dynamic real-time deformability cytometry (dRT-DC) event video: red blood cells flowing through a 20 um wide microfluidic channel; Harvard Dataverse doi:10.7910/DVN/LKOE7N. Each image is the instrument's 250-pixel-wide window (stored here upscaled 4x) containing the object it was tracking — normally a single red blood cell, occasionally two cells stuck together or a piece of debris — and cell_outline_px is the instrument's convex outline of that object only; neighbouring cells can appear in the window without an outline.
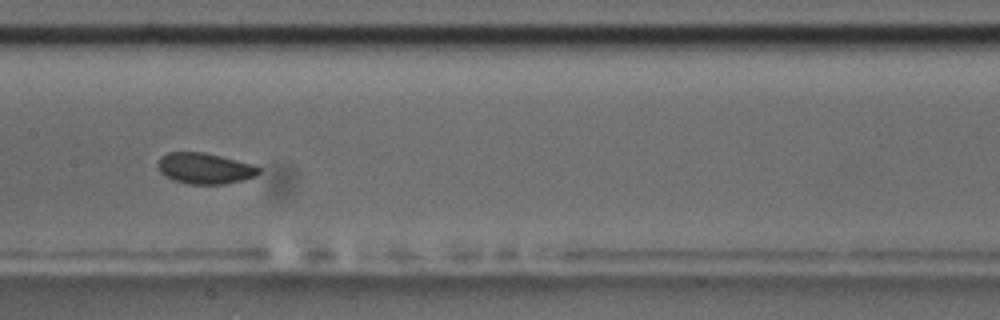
{"species": "common noctule bat (a hibernating species)", "species_latin": "Nyctalus noctula", "temperature_condition": "room temperature", "stored_images_in_passage": 9, "camera_frame_rate_fps": 3000, "um_per_image_px": 0.085, "animal": {"sex": "male", "body_mass_g": 17.5, "forearm_length_mm": 52.3}, "frame": {"image": 1, "passage_image": 8, "time_ms": 8.333, "image_size_px": [1000, 320], "cell_outline_px": [[260, 172], [256, 176], [244, 180], [224, 184], [188, 184], [164, 176], [160, 172], [156, 164], [160, 156], [168, 152], [204, 152], [252, 164], [260, 168]], "centroid_in_image_um": [17.38, 14.31], "position_along_channel_um": 190.0, "area_um2": 18.26}}